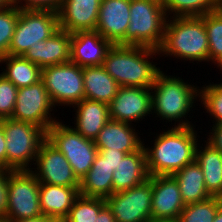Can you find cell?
<instances>
[{
    "label": "cell",
    "instance_id": "obj_1",
    "mask_svg": "<svg viewBox=\"0 0 222 222\" xmlns=\"http://www.w3.org/2000/svg\"><path fill=\"white\" fill-rule=\"evenodd\" d=\"M194 127H168L156 133L153 146H144L149 176H172L195 161L199 136Z\"/></svg>",
    "mask_w": 222,
    "mask_h": 222
},
{
    "label": "cell",
    "instance_id": "obj_2",
    "mask_svg": "<svg viewBox=\"0 0 222 222\" xmlns=\"http://www.w3.org/2000/svg\"><path fill=\"white\" fill-rule=\"evenodd\" d=\"M154 55H160L158 49L116 44L108 50L102 66L119 86L151 88L161 71L149 60Z\"/></svg>",
    "mask_w": 222,
    "mask_h": 222
},
{
    "label": "cell",
    "instance_id": "obj_3",
    "mask_svg": "<svg viewBox=\"0 0 222 222\" xmlns=\"http://www.w3.org/2000/svg\"><path fill=\"white\" fill-rule=\"evenodd\" d=\"M167 20L164 39L158 49L159 54L192 61L190 63L194 61L209 63L204 16L169 17Z\"/></svg>",
    "mask_w": 222,
    "mask_h": 222
},
{
    "label": "cell",
    "instance_id": "obj_4",
    "mask_svg": "<svg viewBox=\"0 0 222 222\" xmlns=\"http://www.w3.org/2000/svg\"><path fill=\"white\" fill-rule=\"evenodd\" d=\"M166 74L160 71L151 87L152 113L157 115L155 117L161 118L160 120H167L171 124L175 121L174 127L194 126L185 117L193 111L191 109L195 107L197 97H200L199 87L188 84L175 75Z\"/></svg>",
    "mask_w": 222,
    "mask_h": 222
},
{
    "label": "cell",
    "instance_id": "obj_5",
    "mask_svg": "<svg viewBox=\"0 0 222 222\" xmlns=\"http://www.w3.org/2000/svg\"><path fill=\"white\" fill-rule=\"evenodd\" d=\"M167 18L162 0H130V24L117 45L159 49Z\"/></svg>",
    "mask_w": 222,
    "mask_h": 222
},
{
    "label": "cell",
    "instance_id": "obj_6",
    "mask_svg": "<svg viewBox=\"0 0 222 222\" xmlns=\"http://www.w3.org/2000/svg\"><path fill=\"white\" fill-rule=\"evenodd\" d=\"M3 132L6 140V169L30 170L41 144L47 139V132L33 123L12 118L3 119Z\"/></svg>",
    "mask_w": 222,
    "mask_h": 222
},
{
    "label": "cell",
    "instance_id": "obj_7",
    "mask_svg": "<svg viewBox=\"0 0 222 222\" xmlns=\"http://www.w3.org/2000/svg\"><path fill=\"white\" fill-rule=\"evenodd\" d=\"M47 140L65 156L75 176L81 181L98 154L95 142L83 137L73 126L69 127L59 119L48 129Z\"/></svg>",
    "mask_w": 222,
    "mask_h": 222
},
{
    "label": "cell",
    "instance_id": "obj_8",
    "mask_svg": "<svg viewBox=\"0 0 222 222\" xmlns=\"http://www.w3.org/2000/svg\"><path fill=\"white\" fill-rule=\"evenodd\" d=\"M59 29L58 12L48 9H20L9 55L23 56L30 46L47 40Z\"/></svg>",
    "mask_w": 222,
    "mask_h": 222
},
{
    "label": "cell",
    "instance_id": "obj_9",
    "mask_svg": "<svg viewBox=\"0 0 222 222\" xmlns=\"http://www.w3.org/2000/svg\"><path fill=\"white\" fill-rule=\"evenodd\" d=\"M41 80L55 107H71L85 98L83 68L71 61L41 68Z\"/></svg>",
    "mask_w": 222,
    "mask_h": 222
},
{
    "label": "cell",
    "instance_id": "obj_10",
    "mask_svg": "<svg viewBox=\"0 0 222 222\" xmlns=\"http://www.w3.org/2000/svg\"><path fill=\"white\" fill-rule=\"evenodd\" d=\"M40 182L30 170L11 171L8 175V201L4 222L42 215L39 202Z\"/></svg>",
    "mask_w": 222,
    "mask_h": 222
},
{
    "label": "cell",
    "instance_id": "obj_11",
    "mask_svg": "<svg viewBox=\"0 0 222 222\" xmlns=\"http://www.w3.org/2000/svg\"><path fill=\"white\" fill-rule=\"evenodd\" d=\"M116 222H150L152 201V176L127 190L107 197Z\"/></svg>",
    "mask_w": 222,
    "mask_h": 222
},
{
    "label": "cell",
    "instance_id": "obj_12",
    "mask_svg": "<svg viewBox=\"0 0 222 222\" xmlns=\"http://www.w3.org/2000/svg\"><path fill=\"white\" fill-rule=\"evenodd\" d=\"M55 109L42 80L18 89L12 119L33 123L46 132L57 121L51 116Z\"/></svg>",
    "mask_w": 222,
    "mask_h": 222
},
{
    "label": "cell",
    "instance_id": "obj_13",
    "mask_svg": "<svg viewBox=\"0 0 222 222\" xmlns=\"http://www.w3.org/2000/svg\"><path fill=\"white\" fill-rule=\"evenodd\" d=\"M34 164L37 168H30V171L40 183L64 187L80 186V181L65 156L47 139L41 144Z\"/></svg>",
    "mask_w": 222,
    "mask_h": 222
},
{
    "label": "cell",
    "instance_id": "obj_14",
    "mask_svg": "<svg viewBox=\"0 0 222 222\" xmlns=\"http://www.w3.org/2000/svg\"><path fill=\"white\" fill-rule=\"evenodd\" d=\"M151 91V88L120 86L109 104L110 119L130 124L145 119L152 114Z\"/></svg>",
    "mask_w": 222,
    "mask_h": 222
},
{
    "label": "cell",
    "instance_id": "obj_15",
    "mask_svg": "<svg viewBox=\"0 0 222 222\" xmlns=\"http://www.w3.org/2000/svg\"><path fill=\"white\" fill-rule=\"evenodd\" d=\"M185 206L173 176H152L151 220H178Z\"/></svg>",
    "mask_w": 222,
    "mask_h": 222
},
{
    "label": "cell",
    "instance_id": "obj_16",
    "mask_svg": "<svg viewBox=\"0 0 222 222\" xmlns=\"http://www.w3.org/2000/svg\"><path fill=\"white\" fill-rule=\"evenodd\" d=\"M101 0H62L58 12L59 28L72 34L96 30Z\"/></svg>",
    "mask_w": 222,
    "mask_h": 222
},
{
    "label": "cell",
    "instance_id": "obj_17",
    "mask_svg": "<svg viewBox=\"0 0 222 222\" xmlns=\"http://www.w3.org/2000/svg\"><path fill=\"white\" fill-rule=\"evenodd\" d=\"M112 45L96 30L72 33L70 61L82 68L102 66Z\"/></svg>",
    "mask_w": 222,
    "mask_h": 222
},
{
    "label": "cell",
    "instance_id": "obj_18",
    "mask_svg": "<svg viewBox=\"0 0 222 222\" xmlns=\"http://www.w3.org/2000/svg\"><path fill=\"white\" fill-rule=\"evenodd\" d=\"M129 19L130 0H101L96 31L116 45L125 37Z\"/></svg>",
    "mask_w": 222,
    "mask_h": 222
},
{
    "label": "cell",
    "instance_id": "obj_19",
    "mask_svg": "<svg viewBox=\"0 0 222 222\" xmlns=\"http://www.w3.org/2000/svg\"><path fill=\"white\" fill-rule=\"evenodd\" d=\"M70 49L71 34L59 28L47 40L40 41L36 46H30L23 57L44 68L69 62Z\"/></svg>",
    "mask_w": 222,
    "mask_h": 222
},
{
    "label": "cell",
    "instance_id": "obj_20",
    "mask_svg": "<svg viewBox=\"0 0 222 222\" xmlns=\"http://www.w3.org/2000/svg\"><path fill=\"white\" fill-rule=\"evenodd\" d=\"M138 134L132 124L110 119L94 142L98 150H118L130 154L145 145Z\"/></svg>",
    "mask_w": 222,
    "mask_h": 222
},
{
    "label": "cell",
    "instance_id": "obj_21",
    "mask_svg": "<svg viewBox=\"0 0 222 222\" xmlns=\"http://www.w3.org/2000/svg\"><path fill=\"white\" fill-rule=\"evenodd\" d=\"M79 196V187L40 183L39 202L42 215L56 222H62Z\"/></svg>",
    "mask_w": 222,
    "mask_h": 222
},
{
    "label": "cell",
    "instance_id": "obj_22",
    "mask_svg": "<svg viewBox=\"0 0 222 222\" xmlns=\"http://www.w3.org/2000/svg\"><path fill=\"white\" fill-rule=\"evenodd\" d=\"M72 107L76 110L74 111L76 116L74 129L83 137L94 141L100 130L110 120L109 105L84 98Z\"/></svg>",
    "mask_w": 222,
    "mask_h": 222
},
{
    "label": "cell",
    "instance_id": "obj_23",
    "mask_svg": "<svg viewBox=\"0 0 222 222\" xmlns=\"http://www.w3.org/2000/svg\"><path fill=\"white\" fill-rule=\"evenodd\" d=\"M149 178L144 146L127 154L113 173V193L130 189Z\"/></svg>",
    "mask_w": 222,
    "mask_h": 222
},
{
    "label": "cell",
    "instance_id": "obj_24",
    "mask_svg": "<svg viewBox=\"0 0 222 222\" xmlns=\"http://www.w3.org/2000/svg\"><path fill=\"white\" fill-rule=\"evenodd\" d=\"M114 170L98 153L88 173L80 181V195L106 199L113 194Z\"/></svg>",
    "mask_w": 222,
    "mask_h": 222
},
{
    "label": "cell",
    "instance_id": "obj_25",
    "mask_svg": "<svg viewBox=\"0 0 222 222\" xmlns=\"http://www.w3.org/2000/svg\"><path fill=\"white\" fill-rule=\"evenodd\" d=\"M205 143L204 147L198 143L195 161L201 167L208 193L212 197L222 198V153L206 140Z\"/></svg>",
    "mask_w": 222,
    "mask_h": 222
},
{
    "label": "cell",
    "instance_id": "obj_26",
    "mask_svg": "<svg viewBox=\"0 0 222 222\" xmlns=\"http://www.w3.org/2000/svg\"><path fill=\"white\" fill-rule=\"evenodd\" d=\"M85 99L110 104L118 92V83L106 72L103 66L83 68Z\"/></svg>",
    "mask_w": 222,
    "mask_h": 222
},
{
    "label": "cell",
    "instance_id": "obj_27",
    "mask_svg": "<svg viewBox=\"0 0 222 222\" xmlns=\"http://www.w3.org/2000/svg\"><path fill=\"white\" fill-rule=\"evenodd\" d=\"M172 176L178 182L185 205L201 202L212 197L206 189L203 172L196 161L187 164Z\"/></svg>",
    "mask_w": 222,
    "mask_h": 222
},
{
    "label": "cell",
    "instance_id": "obj_28",
    "mask_svg": "<svg viewBox=\"0 0 222 222\" xmlns=\"http://www.w3.org/2000/svg\"><path fill=\"white\" fill-rule=\"evenodd\" d=\"M1 65L6 64L2 69L4 75L18 89L31 86L41 80V68L25 59L23 56L5 55L0 58Z\"/></svg>",
    "mask_w": 222,
    "mask_h": 222
},
{
    "label": "cell",
    "instance_id": "obj_29",
    "mask_svg": "<svg viewBox=\"0 0 222 222\" xmlns=\"http://www.w3.org/2000/svg\"><path fill=\"white\" fill-rule=\"evenodd\" d=\"M167 17L204 16L220 9V0H162Z\"/></svg>",
    "mask_w": 222,
    "mask_h": 222
},
{
    "label": "cell",
    "instance_id": "obj_30",
    "mask_svg": "<svg viewBox=\"0 0 222 222\" xmlns=\"http://www.w3.org/2000/svg\"><path fill=\"white\" fill-rule=\"evenodd\" d=\"M204 26L209 45V61L222 71V10L204 15Z\"/></svg>",
    "mask_w": 222,
    "mask_h": 222
},
{
    "label": "cell",
    "instance_id": "obj_31",
    "mask_svg": "<svg viewBox=\"0 0 222 222\" xmlns=\"http://www.w3.org/2000/svg\"><path fill=\"white\" fill-rule=\"evenodd\" d=\"M222 207V198L210 197L207 200L187 204L181 211L179 222H213Z\"/></svg>",
    "mask_w": 222,
    "mask_h": 222
},
{
    "label": "cell",
    "instance_id": "obj_32",
    "mask_svg": "<svg viewBox=\"0 0 222 222\" xmlns=\"http://www.w3.org/2000/svg\"><path fill=\"white\" fill-rule=\"evenodd\" d=\"M106 205L103 198L79 196L62 222H94L100 210Z\"/></svg>",
    "mask_w": 222,
    "mask_h": 222
},
{
    "label": "cell",
    "instance_id": "obj_33",
    "mask_svg": "<svg viewBox=\"0 0 222 222\" xmlns=\"http://www.w3.org/2000/svg\"><path fill=\"white\" fill-rule=\"evenodd\" d=\"M19 18V8L13 4L0 9V58L9 54V46Z\"/></svg>",
    "mask_w": 222,
    "mask_h": 222
},
{
    "label": "cell",
    "instance_id": "obj_34",
    "mask_svg": "<svg viewBox=\"0 0 222 222\" xmlns=\"http://www.w3.org/2000/svg\"><path fill=\"white\" fill-rule=\"evenodd\" d=\"M206 86V87H205ZM201 87L199 101L206 113H209L214 124L222 123V83H213Z\"/></svg>",
    "mask_w": 222,
    "mask_h": 222
},
{
    "label": "cell",
    "instance_id": "obj_35",
    "mask_svg": "<svg viewBox=\"0 0 222 222\" xmlns=\"http://www.w3.org/2000/svg\"><path fill=\"white\" fill-rule=\"evenodd\" d=\"M18 88L0 73V120L11 118Z\"/></svg>",
    "mask_w": 222,
    "mask_h": 222
},
{
    "label": "cell",
    "instance_id": "obj_36",
    "mask_svg": "<svg viewBox=\"0 0 222 222\" xmlns=\"http://www.w3.org/2000/svg\"><path fill=\"white\" fill-rule=\"evenodd\" d=\"M61 2L62 0H11V3L20 9H48L54 11L59 10Z\"/></svg>",
    "mask_w": 222,
    "mask_h": 222
},
{
    "label": "cell",
    "instance_id": "obj_37",
    "mask_svg": "<svg viewBox=\"0 0 222 222\" xmlns=\"http://www.w3.org/2000/svg\"><path fill=\"white\" fill-rule=\"evenodd\" d=\"M12 170L0 169V221L4 222L7 211V187H8V175Z\"/></svg>",
    "mask_w": 222,
    "mask_h": 222
},
{
    "label": "cell",
    "instance_id": "obj_38",
    "mask_svg": "<svg viewBox=\"0 0 222 222\" xmlns=\"http://www.w3.org/2000/svg\"><path fill=\"white\" fill-rule=\"evenodd\" d=\"M98 153L114 171L117 170L119 163L127 155L126 153L118 150H98Z\"/></svg>",
    "mask_w": 222,
    "mask_h": 222
},
{
    "label": "cell",
    "instance_id": "obj_39",
    "mask_svg": "<svg viewBox=\"0 0 222 222\" xmlns=\"http://www.w3.org/2000/svg\"><path fill=\"white\" fill-rule=\"evenodd\" d=\"M210 131L208 137H206L207 142L222 153V123L213 124Z\"/></svg>",
    "mask_w": 222,
    "mask_h": 222
},
{
    "label": "cell",
    "instance_id": "obj_40",
    "mask_svg": "<svg viewBox=\"0 0 222 222\" xmlns=\"http://www.w3.org/2000/svg\"><path fill=\"white\" fill-rule=\"evenodd\" d=\"M0 169H6V140L3 132V120H0Z\"/></svg>",
    "mask_w": 222,
    "mask_h": 222
},
{
    "label": "cell",
    "instance_id": "obj_41",
    "mask_svg": "<svg viewBox=\"0 0 222 222\" xmlns=\"http://www.w3.org/2000/svg\"><path fill=\"white\" fill-rule=\"evenodd\" d=\"M94 222H116L114 215L107 204L100 210Z\"/></svg>",
    "mask_w": 222,
    "mask_h": 222
},
{
    "label": "cell",
    "instance_id": "obj_42",
    "mask_svg": "<svg viewBox=\"0 0 222 222\" xmlns=\"http://www.w3.org/2000/svg\"><path fill=\"white\" fill-rule=\"evenodd\" d=\"M12 222H56V221L44 215H40L34 218L20 219V220L12 221Z\"/></svg>",
    "mask_w": 222,
    "mask_h": 222
},
{
    "label": "cell",
    "instance_id": "obj_43",
    "mask_svg": "<svg viewBox=\"0 0 222 222\" xmlns=\"http://www.w3.org/2000/svg\"><path fill=\"white\" fill-rule=\"evenodd\" d=\"M213 222H222V207L218 210Z\"/></svg>",
    "mask_w": 222,
    "mask_h": 222
},
{
    "label": "cell",
    "instance_id": "obj_44",
    "mask_svg": "<svg viewBox=\"0 0 222 222\" xmlns=\"http://www.w3.org/2000/svg\"><path fill=\"white\" fill-rule=\"evenodd\" d=\"M12 4L11 0H0V9L5 8L6 6Z\"/></svg>",
    "mask_w": 222,
    "mask_h": 222
},
{
    "label": "cell",
    "instance_id": "obj_45",
    "mask_svg": "<svg viewBox=\"0 0 222 222\" xmlns=\"http://www.w3.org/2000/svg\"><path fill=\"white\" fill-rule=\"evenodd\" d=\"M150 222H179V221L164 219V220H151Z\"/></svg>",
    "mask_w": 222,
    "mask_h": 222
},
{
    "label": "cell",
    "instance_id": "obj_46",
    "mask_svg": "<svg viewBox=\"0 0 222 222\" xmlns=\"http://www.w3.org/2000/svg\"><path fill=\"white\" fill-rule=\"evenodd\" d=\"M220 9L222 10V0H220Z\"/></svg>",
    "mask_w": 222,
    "mask_h": 222
}]
</instances>
